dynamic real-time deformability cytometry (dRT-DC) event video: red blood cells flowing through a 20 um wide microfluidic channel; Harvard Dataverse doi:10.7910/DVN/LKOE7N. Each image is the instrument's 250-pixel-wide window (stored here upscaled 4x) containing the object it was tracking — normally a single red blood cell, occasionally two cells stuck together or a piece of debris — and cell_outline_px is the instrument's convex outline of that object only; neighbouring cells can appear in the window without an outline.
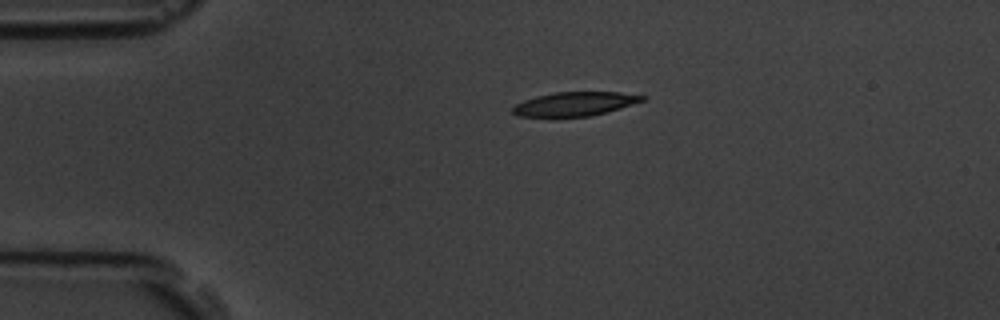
{"species": "common noctule bat (a hibernating species)", "species_latin": "Nyctalus noctula", "temperature_condition": "room temperature", "stored_images_in_passage": 2, "camera_frame_rate_fps": 3000, "um_per_image_px": 0.085, "animal": {"sex": "male", "body_mass_g": 19.5, "forearm_length_mm": 54.6}, "frame": {"image": 1, "passage_image": 1, "time_ms": 0.0, "image_size_px": [1000, 320], "cell_outline_px": [[648, 96], [644, 100], [608, 112], [588, 116], [556, 120], [552, 120], [516, 116], [512, 112], [512, 108], [516, 104], [524, 100], [536, 96], [552, 92], [620, 92]], "centroid_in_image_um": [48.75, 8.89], "position_along_channel_um": 36.2, "area_um2": 19.07}}